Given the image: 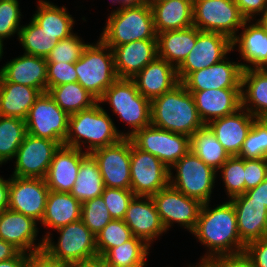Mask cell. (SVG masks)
<instances>
[{"instance_id":"38","label":"cell","mask_w":267,"mask_h":267,"mask_svg":"<svg viewBox=\"0 0 267 267\" xmlns=\"http://www.w3.org/2000/svg\"><path fill=\"white\" fill-rule=\"evenodd\" d=\"M26 133L25 120L0 116V167L13 161Z\"/></svg>"},{"instance_id":"16","label":"cell","mask_w":267,"mask_h":267,"mask_svg":"<svg viewBox=\"0 0 267 267\" xmlns=\"http://www.w3.org/2000/svg\"><path fill=\"white\" fill-rule=\"evenodd\" d=\"M97 161L105 187L130 189L131 139L97 148L90 153Z\"/></svg>"},{"instance_id":"30","label":"cell","mask_w":267,"mask_h":267,"mask_svg":"<svg viewBox=\"0 0 267 267\" xmlns=\"http://www.w3.org/2000/svg\"><path fill=\"white\" fill-rule=\"evenodd\" d=\"M82 203L71 193L50 190L46 200L45 212L40 223L44 229L53 231L81 219Z\"/></svg>"},{"instance_id":"42","label":"cell","mask_w":267,"mask_h":267,"mask_svg":"<svg viewBox=\"0 0 267 267\" xmlns=\"http://www.w3.org/2000/svg\"><path fill=\"white\" fill-rule=\"evenodd\" d=\"M243 159L267 158V118H256L238 154Z\"/></svg>"},{"instance_id":"2","label":"cell","mask_w":267,"mask_h":267,"mask_svg":"<svg viewBox=\"0 0 267 267\" xmlns=\"http://www.w3.org/2000/svg\"><path fill=\"white\" fill-rule=\"evenodd\" d=\"M104 108L97 103L89 109L69 115L64 145L91 153L97 148L113 145L125 138V132L118 130Z\"/></svg>"},{"instance_id":"31","label":"cell","mask_w":267,"mask_h":267,"mask_svg":"<svg viewBox=\"0 0 267 267\" xmlns=\"http://www.w3.org/2000/svg\"><path fill=\"white\" fill-rule=\"evenodd\" d=\"M241 107L256 118H267V68L242 71Z\"/></svg>"},{"instance_id":"3","label":"cell","mask_w":267,"mask_h":267,"mask_svg":"<svg viewBox=\"0 0 267 267\" xmlns=\"http://www.w3.org/2000/svg\"><path fill=\"white\" fill-rule=\"evenodd\" d=\"M151 125L191 137L204 126L192 94L180 82L151 100Z\"/></svg>"},{"instance_id":"32","label":"cell","mask_w":267,"mask_h":267,"mask_svg":"<svg viewBox=\"0 0 267 267\" xmlns=\"http://www.w3.org/2000/svg\"><path fill=\"white\" fill-rule=\"evenodd\" d=\"M151 8L157 34L193 26V0H166Z\"/></svg>"},{"instance_id":"19","label":"cell","mask_w":267,"mask_h":267,"mask_svg":"<svg viewBox=\"0 0 267 267\" xmlns=\"http://www.w3.org/2000/svg\"><path fill=\"white\" fill-rule=\"evenodd\" d=\"M38 222L33 218L12 211L0 210V239L13 244L21 252L32 253L40 251L44 246V239L38 240ZM38 240V243H37Z\"/></svg>"},{"instance_id":"14","label":"cell","mask_w":267,"mask_h":267,"mask_svg":"<svg viewBox=\"0 0 267 267\" xmlns=\"http://www.w3.org/2000/svg\"><path fill=\"white\" fill-rule=\"evenodd\" d=\"M60 147L57 141L35 137L26 133L14 157L12 176L41 178L47 175L55 151Z\"/></svg>"},{"instance_id":"15","label":"cell","mask_w":267,"mask_h":267,"mask_svg":"<svg viewBox=\"0 0 267 267\" xmlns=\"http://www.w3.org/2000/svg\"><path fill=\"white\" fill-rule=\"evenodd\" d=\"M232 51V40L227 36L203 32L197 28V40L194 48L177 67L179 82L190 73L207 68L222 61Z\"/></svg>"},{"instance_id":"4","label":"cell","mask_w":267,"mask_h":267,"mask_svg":"<svg viewBox=\"0 0 267 267\" xmlns=\"http://www.w3.org/2000/svg\"><path fill=\"white\" fill-rule=\"evenodd\" d=\"M98 103L102 106L106 103L110 105L113 114L129 126L125 138L132 137L151 124V101L139 93L132 79L118 78L103 93Z\"/></svg>"},{"instance_id":"53","label":"cell","mask_w":267,"mask_h":267,"mask_svg":"<svg viewBox=\"0 0 267 267\" xmlns=\"http://www.w3.org/2000/svg\"><path fill=\"white\" fill-rule=\"evenodd\" d=\"M245 194L252 201H259L267 207V176L257 187L246 190Z\"/></svg>"},{"instance_id":"44","label":"cell","mask_w":267,"mask_h":267,"mask_svg":"<svg viewBox=\"0 0 267 267\" xmlns=\"http://www.w3.org/2000/svg\"><path fill=\"white\" fill-rule=\"evenodd\" d=\"M81 220L94 235H97L113 218L100 196L82 203Z\"/></svg>"},{"instance_id":"26","label":"cell","mask_w":267,"mask_h":267,"mask_svg":"<svg viewBox=\"0 0 267 267\" xmlns=\"http://www.w3.org/2000/svg\"><path fill=\"white\" fill-rule=\"evenodd\" d=\"M238 225L240 239L245 243L267 237V207L252 201L245 193L230 199Z\"/></svg>"},{"instance_id":"18","label":"cell","mask_w":267,"mask_h":267,"mask_svg":"<svg viewBox=\"0 0 267 267\" xmlns=\"http://www.w3.org/2000/svg\"><path fill=\"white\" fill-rule=\"evenodd\" d=\"M242 62L228 56L210 67L190 73L181 83L188 91L241 89Z\"/></svg>"},{"instance_id":"63","label":"cell","mask_w":267,"mask_h":267,"mask_svg":"<svg viewBox=\"0 0 267 267\" xmlns=\"http://www.w3.org/2000/svg\"><path fill=\"white\" fill-rule=\"evenodd\" d=\"M163 1H166V0H146V4L152 7L153 5L163 2Z\"/></svg>"},{"instance_id":"60","label":"cell","mask_w":267,"mask_h":267,"mask_svg":"<svg viewBox=\"0 0 267 267\" xmlns=\"http://www.w3.org/2000/svg\"><path fill=\"white\" fill-rule=\"evenodd\" d=\"M110 3H112V5L119 4V6L116 7V9L114 8V10L113 9L111 10L110 14H113L118 12L120 9L124 7L146 4V0H110Z\"/></svg>"},{"instance_id":"36","label":"cell","mask_w":267,"mask_h":267,"mask_svg":"<svg viewBox=\"0 0 267 267\" xmlns=\"http://www.w3.org/2000/svg\"><path fill=\"white\" fill-rule=\"evenodd\" d=\"M190 151L216 171L230 157L207 125L190 137Z\"/></svg>"},{"instance_id":"64","label":"cell","mask_w":267,"mask_h":267,"mask_svg":"<svg viewBox=\"0 0 267 267\" xmlns=\"http://www.w3.org/2000/svg\"><path fill=\"white\" fill-rule=\"evenodd\" d=\"M147 264H131V265H125V266H119V267H146Z\"/></svg>"},{"instance_id":"54","label":"cell","mask_w":267,"mask_h":267,"mask_svg":"<svg viewBox=\"0 0 267 267\" xmlns=\"http://www.w3.org/2000/svg\"><path fill=\"white\" fill-rule=\"evenodd\" d=\"M20 252L13 244L0 239V261L16 257Z\"/></svg>"},{"instance_id":"22","label":"cell","mask_w":267,"mask_h":267,"mask_svg":"<svg viewBox=\"0 0 267 267\" xmlns=\"http://www.w3.org/2000/svg\"><path fill=\"white\" fill-rule=\"evenodd\" d=\"M87 154L74 147L60 145L44 178L49 190L70 193L78 176L81 160Z\"/></svg>"},{"instance_id":"49","label":"cell","mask_w":267,"mask_h":267,"mask_svg":"<svg viewBox=\"0 0 267 267\" xmlns=\"http://www.w3.org/2000/svg\"><path fill=\"white\" fill-rule=\"evenodd\" d=\"M245 191L257 187L267 176V158L244 159Z\"/></svg>"},{"instance_id":"37","label":"cell","mask_w":267,"mask_h":267,"mask_svg":"<svg viewBox=\"0 0 267 267\" xmlns=\"http://www.w3.org/2000/svg\"><path fill=\"white\" fill-rule=\"evenodd\" d=\"M47 93L68 115L89 109L98 103V100L78 82L51 87Z\"/></svg>"},{"instance_id":"47","label":"cell","mask_w":267,"mask_h":267,"mask_svg":"<svg viewBox=\"0 0 267 267\" xmlns=\"http://www.w3.org/2000/svg\"><path fill=\"white\" fill-rule=\"evenodd\" d=\"M102 198L113 219L123 220L126 210L135 197L131 189L108 188L103 189Z\"/></svg>"},{"instance_id":"27","label":"cell","mask_w":267,"mask_h":267,"mask_svg":"<svg viewBox=\"0 0 267 267\" xmlns=\"http://www.w3.org/2000/svg\"><path fill=\"white\" fill-rule=\"evenodd\" d=\"M204 125L241 108V89L189 91Z\"/></svg>"},{"instance_id":"23","label":"cell","mask_w":267,"mask_h":267,"mask_svg":"<svg viewBox=\"0 0 267 267\" xmlns=\"http://www.w3.org/2000/svg\"><path fill=\"white\" fill-rule=\"evenodd\" d=\"M255 119L241 107L230 115L210 121L207 126L229 156H238Z\"/></svg>"},{"instance_id":"5","label":"cell","mask_w":267,"mask_h":267,"mask_svg":"<svg viewBox=\"0 0 267 267\" xmlns=\"http://www.w3.org/2000/svg\"><path fill=\"white\" fill-rule=\"evenodd\" d=\"M99 38L111 49L136 40L157 39L152 8L129 6L109 14Z\"/></svg>"},{"instance_id":"34","label":"cell","mask_w":267,"mask_h":267,"mask_svg":"<svg viewBox=\"0 0 267 267\" xmlns=\"http://www.w3.org/2000/svg\"><path fill=\"white\" fill-rule=\"evenodd\" d=\"M41 92L26 85L8 82L4 77L0 89V116L26 119L29 109Z\"/></svg>"},{"instance_id":"25","label":"cell","mask_w":267,"mask_h":267,"mask_svg":"<svg viewBox=\"0 0 267 267\" xmlns=\"http://www.w3.org/2000/svg\"><path fill=\"white\" fill-rule=\"evenodd\" d=\"M132 80L139 93L150 101L180 83L177 68L160 57L148 63Z\"/></svg>"},{"instance_id":"58","label":"cell","mask_w":267,"mask_h":267,"mask_svg":"<svg viewBox=\"0 0 267 267\" xmlns=\"http://www.w3.org/2000/svg\"><path fill=\"white\" fill-rule=\"evenodd\" d=\"M67 267H108L102 257L68 264Z\"/></svg>"},{"instance_id":"24","label":"cell","mask_w":267,"mask_h":267,"mask_svg":"<svg viewBox=\"0 0 267 267\" xmlns=\"http://www.w3.org/2000/svg\"><path fill=\"white\" fill-rule=\"evenodd\" d=\"M118 78L132 79L158 57L157 39L136 40L112 49Z\"/></svg>"},{"instance_id":"41","label":"cell","mask_w":267,"mask_h":267,"mask_svg":"<svg viewBox=\"0 0 267 267\" xmlns=\"http://www.w3.org/2000/svg\"><path fill=\"white\" fill-rule=\"evenodd\" d=\"M221 174L219 177L223 182L227 198L230 200L234 197L245 193V170L244 159L239 156H230L228 160L217 170Z\"/></svg>"},{"instance_id":"1","label":"cell","mask_w":267,"mask_h":267,"mask_svg":"<svg viewBox=\"0 0 267 267\" xmlns=\"http://www.w3.org/2000/svg\"><path fill=\"white\" fill-rule=\"evenodd\" d=\"M209 204H202L195 229L191 232L196 241L207 248L201 258L242 256L246 244L240 239L232 202L224 201L213 208Z\"/></svg>"},{"instance_id":"20","label":"cell","mask_w":267,"mask_h":267,"mask_svg":"<svg viewBox=\"0 0 267 267\" xmlns=\"http://www.w3.org/2000/svg\"><path fill=\"white\" fill-rule=\"evenodd\" d=\"M123 220L133 236L142 239L150 247L154 240L167 232L151 196H135L130 202Z\"/></svg>"},{"instance_id":"8","label":"cell","mask_w":267,"mask_h":267,"mask_svg":"<svg viewBox=\"0 0 267 267\" xmlns=\"http://www.w3.org/2000/svg\"><path fill=\"white\" fill-rule=\"evenodd\" d=\"M215 180L217 171L191 151L169 168V185L202 204L211 202Z\"/></svg>"},{"instance_id":"43","label":"cell","mask_w":267,"mask_h":267,"mask_svg":"<svg viewBox=\"0 0 267 267\" xmlns=\"http://www.w3.org/2000/svg\"><path fill=\"white\" fill-rule=\"evenodd\" d=\"M132 237L124 220L113 219L96 235L98 257H103L111 248L118 247Z\"/></svg>"},{"instance_id":"52","label":"cell","mask_w":267,"mask_h":267,"mask_svg":"<svg viewBox=\"0 0 267 267\" xmlns=\"http://www.w3.org/2000/svg\"><path fill=\"white\" fill-rule=\"evenodd\" d=\"M26 267H67V264L49 256L42 249L28 254Z\"/></svg>"},{"instance_id":"11","label":"cell","mask_w":267,"mask_h":267,"mask_svg":"<svg viewBox=\"0 0 267 267\" xmlns=\"http://www.w3.org/2000/svg\"><path fill=\"white\" fill-rule=\"evenodd\" d=\"M130 139L137 148L154 155L168 168L190 151L189 136L151 124L137 131Z\"/></svg>"},{"instance_id":"55","label":"cell","mask_w":267,"mask_h":267,"mask_svg":"<svg viewBox=\"0 0 267 267\" xmlns=\"http://www.w3.org/2000/svg\"><path fill=\"white\" fill-rule=\"evenodd\" d=\"M28 253L20 252L16 257L0 261V267H26Z\"/></svg>"},{"instance_id":"28","label":"cell","mask_w":267,"mask_h":267,"mask_svg":"<svg viewBox=\"0 0 267 267\" xmlns=\"http://www.w3.org/2000/svg\"><path fill=\"white\" fill-rule=\"evenodd\" d=\"M3 77L8 82L26 85L47 92V60L23 53L3 64Z\"/></svg>"},{"instance_id":"40","label":"cell","mask_w":267,"mask_h":267,"mask_svg":"<svg viewBox=\"0 0 267 267\" xmlns=\"http://www.w3.org/2000/svg\"><path fill=\"white\" fill-rule=\"evenodd\" d=\"M18 41L25 54L47 58L56 43L32 18L18 33Z\"/></svg>"},{"instance_id":"39","label":"cell","mask_w":267,"mask_h":267,"mask_svg":"<svg viewBox=\"0 0 267 267\" xmlns=\"http://www.w3.org/2000/svg\"><path fill=\"white\" fill-rule=\"evenodd\" d=\"M150 248L142 239L133 236L118 247L111 248L102 258L108 267L147 264Z\"/></svg>"},{"instance_id":"9","label":"cell","mask_w":267,"mask_h":267,"mask_svg":"<svg viewBox=\"0 0 267 267\" xmlns=\"http://www.w3.org/2000/svg\"><path fill=\"white\" fill-rule=\"evenodd\" d=\"M245 21L233 0H193V26L200 31L232 40Z\"/></svg>"},{"instance_id":"48","label":"cell","mask_w":267,"mask_h":267,"mask_svg":"<svg viewBox=\"0 0 267 267\" xmlns=\"http://www.w3.org/2000/svg\"><path fill=\"white\" fill-rule=\"evenodd\" d=\"M75 63H47V91L51 87L77 82Z\"/></svg>"},{"instance_id":"35","label":"cell","mask_w":267,"mask_h":267,"mask_svg":"<svg viewBox=\"0 0 267 267\" xmlns=\"http://www.w3.org/2000/svg\"><path fill=\"white\" fill-rule=\"evenodd\" d=\"M105 188L97 161L88 153L82 160L71 190V194L81 203L100 197Z\"/></svg>"},{"instance_id":"59","label":"cell","mask_w":267,"mask_h":267,"mask_svg":"<svg viewBox=\"0 0 267 267\" xmlns=\"http://www.w3.org/2000/svg\"><path fill=\"white\" fill-rule=\"evenodd\" d=\"M223 267H251L249 262L243 257H223Z\"/></svg>"},{"instance_id":"56","label":"cell","mask_w":267,"mask_h":267,"mask_svg":"<svg viewBox=\"0 0 267 267\" xmlns=\"http://www.w3.org/2000/svg\"><path fill=\"white\" fill-rule=\"evenodd\" d=\"M9 204V178L0 176V210L7 209Z\"/></svg>"},{"instance_id":"62","label":"cell","mask_w":267,"mask_h":267,"mask_svg":"<svg viewBox=\"0 0 267 267\" xmlns=\"http://www.w3.org/2000/svg\"><path fill=\"white\" fill-rule=\"evenodd\" d=\"M4 50H5V48L2 49V52L0 55V61L3 58V55L5 53ZM2 80H3V66L0 67V89H1Z\"/></svg>"},{"instance_id":"50","label":"cell","mask_w":267,"mask_h":267,"mask_svg":"<svg viewBox=\"0 0 267 267\" xmlns=\"http://www.w3.org/2000/svg\"><path fill=\"white\" fill-rule=\"evenodd\" d=\"M242 256L251 267H267V237L247 243Z\"/></svg>"},{"instance_id":"29","label":"cell","mask_w":267,"mask_h":267,"mask_svg":"<svg viewBox=\"0 0 267 267\" xmlns=\"http://www.w3.org/2000/svg\"><path fill=\"white\" fill-rule=\"evenodd\" d=\"M37 5V10L31 18L55 43L74 34L73 27L76 21L68 12V8L64 5L57 6L49 0H38Z\"/></svg>"},{"instance_id":"12","label":"cell","mask_w":267,"mask_h":267,"mask_svg":"<svg viewBox=\"0 0 267 267\" xmlns=\"http://www.w3.org/2000/svg\"><path fill=\"white\" fill-rule=\"evenodd\" d=\"M166 231L178 223L190 233L195 229L202 203L168 185L151 196ZM173 224V225H172Z\"/></svg>"},{"instance_id":"13","label":"cell","mask_w":267,"mask_h":267,"mask_svg":"<svg viewBox=\"0 0 267 267\" xmlns=\"http://www.w3.org/2000/svg\"><path fill=\"white\" fill-rule=\"evenodd\" d=\"M130 177L135 196H152L169 185V168L131 141Z\"/></svg>"},{"instance_id":"7","label":"cell","mask_w":267,"mask_h":267,"mask_svg":"<svg viewBox=\"0 0 267 267\" xmlns=\"http://www.w3.org/2000/svg\"><path fill=\"white\" fill-rule=\"evenodd\" d=\"M59 237L54 241L53 233L42 234L43 250L51 257L65 264L90 260L98 257L96 235L81 219L55 230Z\"/></svg>"},{"instance_id":"51","label":"cell","mask_w":267,"mask_h":267,"mask_svg":"<svg viewBox=\"0 0 267 267\" xmlns=\"http://www.w3.org/2000/svg\"><path fill=\"white\" fill-rule=\"evenodd\" d=\"M246 20H255L267 10V0H233Z\"/></svg>"},{"instance_id":"33","label":"cell","mask_w":267,"mask_h":267,"mask_svg":"<svg viewBox=\"0 0 267 267\" xmlns=\"http://www.w3.org/2000/svg\"><path fill=\"white\" fill-rule=\"evenodd\" d=\"M196 40L197 28L195 26L158 33V57L177 68L192 51Z\"/></svg>"},{"instance_id":"45","label":"cell","mask_w":267,"mask_h":267,"mask_svg":"<svg viewBox=\"0 0 267 267\" xmlns=\"http://www.w3.org/2000/svg\"><path fill=\"white\" fill-rule=\"evenodd\" d=\"M18 0H0V47L4 48V40L18 33L22 13Z\"/></svg>"},{"instance_id":"10","label":"cell","mask_w":267,"mask_h":267,"mask_svg":"<svg viewBox=\"0 0 267 267\" xmlns=\"http://www.w3.org/2000/svg\"><path fill=\"white\" fill-rule=\"evenodd\" d=\"M25 124L27 133L64 145L68 134L69 115L45 92L41 93L29 109Z\"/></svg>"},{"instance_id":"21","label":"cell","mask_w":267,"mask_h":267,"mask_svg":"<svg viewBox=\"0 0 267 267\" xmlns=\"http://www.w3.org/2000/svg\"><path fill=\"white\" fill-rule=\"evenodd\" d=\"M239 31L232 39V51L239 52L242 69L267 68V34L262 27L254 20H246Z\"/></svg>"},{"instance_id":"6","label":"cell","mask_w":267,"mask_h":267,"mask_svg":"<svg viewBox=\"0 0 267 267\" xmlns=\"http://www.w3.org/2000/svg\"><path fill=\"white\" fill-rule=\"evenodd\" d=\"M88 43L75 63L77 82L99 100L103 93L118 79L112 49L100 38Z\"/></svg>"},{"instance_id":"57","label":"cell","mask_w":267,"mask_h":267,"mask_svg":"<svg viewBox=\"0 0 267 267\" xmlns=\"http://www.w3.org/2000/svg\"><path fill=\"white\" fill-rule=\"evenodd\" d=\"M196 264V265H195ZM187 267H223V257L201 258L197 263L189 264Z\"/></svg>"},{"instance_id":"46","label":"cell","mask_w":267,"mask_h":267,"mask_svg":"<svg viewBox=\"0 0 267 267\" xmlns=\"http://www.w3.org/2000/svg\"><path fill=\"white\" fill-rule=\"evenodd\" d=\"M77 34L74 33L57 42L46 58L47 63H76L80 59L84 48L88 45V42L85 43Z\"/></svg>"},{"instance_id":"61","label":"cell","mask_w":267,"mask_h":267,"mask_svg":"<svg viewBox=\"0 0 267 267\" xmlns=\"http://www.w3.org/2000/svg\"><path fill=\"white\" fill-rule=\"evenodd\" d=\"M255 21L262 27L264 32L267 34V10L259 16V18L255 19Z\"/></svg>"},{"instance_id":"17","label":"cell","mask_w":267,"mask_h":267,"mask_svg":"<svg viewBox=\"0 0 267 267\" xmlns=\"http://www.w3.org/2000/svg\"><path fill=\"white\" fill-rule=\"evenodd\" d=\"M10 176L8 209L41 223L50 191L45 179Z\"/></svg>"}]
</instances>
